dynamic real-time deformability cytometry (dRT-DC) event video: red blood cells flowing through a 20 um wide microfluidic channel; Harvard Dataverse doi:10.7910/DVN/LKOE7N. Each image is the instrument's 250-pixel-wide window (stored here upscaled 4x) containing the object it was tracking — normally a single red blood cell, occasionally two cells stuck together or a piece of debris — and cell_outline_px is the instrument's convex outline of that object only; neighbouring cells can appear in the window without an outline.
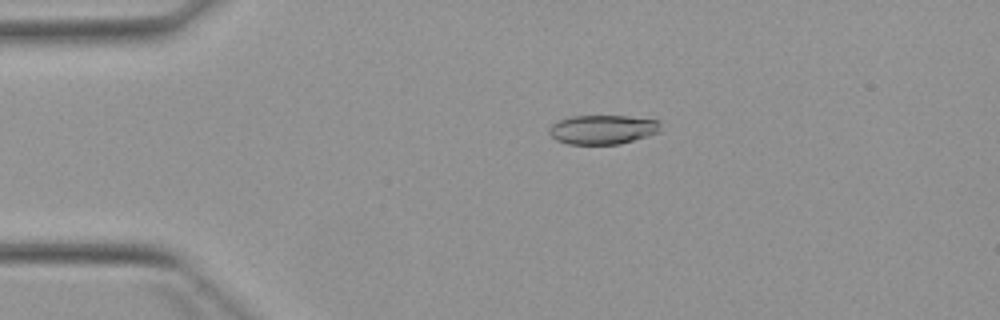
{"species": "Egyptian fruit bat (a non-hibernating species)", "species_latin": "Rousettus aegyptiacus", "temperature_condition": "warm", "stored_images_in_passage": 4, "camera_frame_rate_fps": 3000, "um_per_image_px": 0.085, "animal": {"sex": "female"}, "frame": {"image": 1, "passage_image": 3, "time_ms": 3.0, "image_size_px": [1000, 320], "cell_outline_px": [[660, 132], [648, 136], [620, 144], [568, 144], [556, 140], [548, 132], [548, 128], [552, 124], [560, 120], [572, 116], [628, 116], [660, 120]], "centroid_in_image_um": [51.24, 11.01], "position_along_channel_um": 33.8, "area_um2": 19.07}}